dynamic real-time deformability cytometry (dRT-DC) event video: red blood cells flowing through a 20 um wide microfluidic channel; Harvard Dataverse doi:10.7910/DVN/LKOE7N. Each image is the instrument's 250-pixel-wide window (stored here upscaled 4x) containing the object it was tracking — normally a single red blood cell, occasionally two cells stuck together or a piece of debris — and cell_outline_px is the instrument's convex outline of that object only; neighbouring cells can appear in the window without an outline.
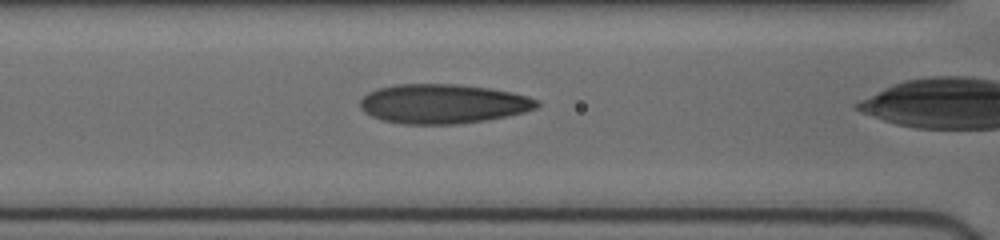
{"species": "human", "species_latin": "Homo sapiens", "temperature_condition": "cold", "stored_images_in_passage": 21, "camera_frame_rate_fps": 3000, "um_per_image_px": 0.085, "donor": {"sex": "female"}, "frame": {"image": 1, "passage_image": 13, "time_ms": 6.667, "image_size_px": [1000, 240], "cell_outline_px": [[540, 104], [536, 108], [524, 112], [508, 116], [484, 120], [456, 124], [404, 124], [380, 120], [364, 112], [360, 108], [360, 100], [368, 92], [380, 88], [396, 84], [460, 84], [488, 88], [512, 92], [528, 96], [540, 100]], "centroid_in_image_um": [37.66, 8.82], "position_along_channel_um": 128.9, "area_um2": 40.75}}
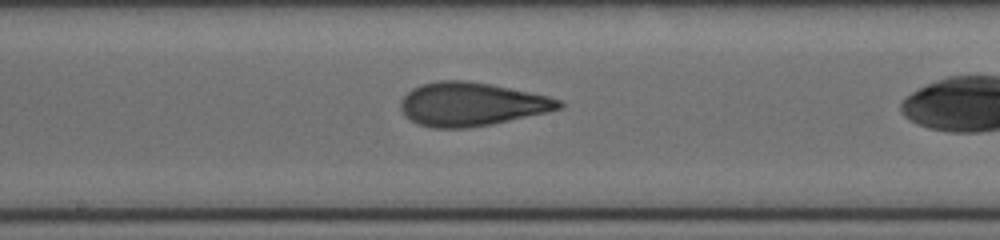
{"frame": {"image": 2, "passage_image": 17, "time_ms": 8.667, "image_size_px": [1000, 240], "cell_outline_px": [[564, 104], [560, 108], [544, 112], [492, 124], [464, 128], [432, 128], [416, 124], [400, 108], [400, 100], [412, 88], [420, 84], [440, 80], [468, 80], [548, 96], [560, 100]], "centroid_in_image_um": [40.01, 8.85], "position_along_channel_um": 208.2, "area_um2": 39.71}}
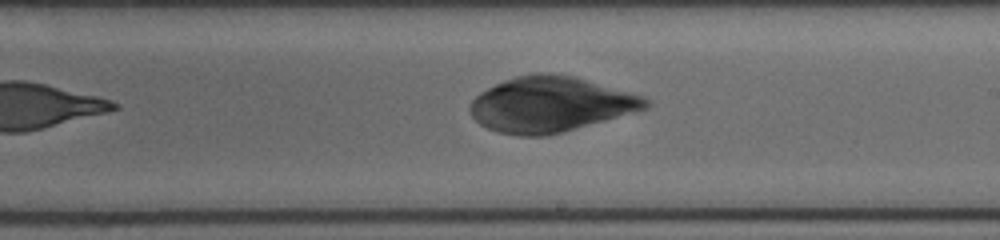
{"frame": {"image": 3, "passage_image": 21, "time_ms": 10.667, "image_size_px": [1000, 240], "cell_outline_px": [[652, 104], [644, 108], [564, 132], [544, 136], [520, 136], [496, 132], [480, 124], [472, 116], [468, 108], [472, 100], [480, 92], [504, 80], [516, 76], [532, 72], [552, 72], [572, 76], [644, 96]], "centroid_in_image_um": [46.73, 8.87], "position_along_channel_um": 242.3, "area_um2": 56.24}}